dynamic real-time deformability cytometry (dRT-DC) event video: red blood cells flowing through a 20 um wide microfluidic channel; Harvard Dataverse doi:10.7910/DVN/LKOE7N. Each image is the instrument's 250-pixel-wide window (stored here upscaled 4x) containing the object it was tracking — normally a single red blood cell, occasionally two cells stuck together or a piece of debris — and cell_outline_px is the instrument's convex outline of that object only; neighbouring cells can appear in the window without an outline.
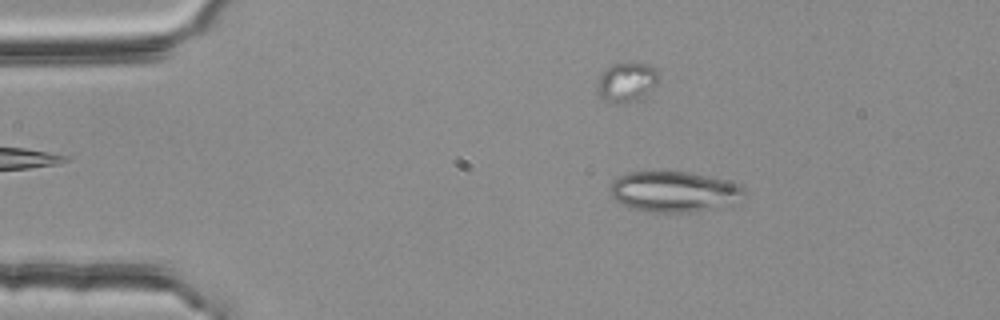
{"species": "common noctule bat (a hibernating species)", "species_latin": "Nyctalus noctula", "temperature_condition": "room temperature", "stored_images_in_passage": 54, "camera_frame_rate_fps": 3000, "um_per_image_px": 0.085, "animal": {"sex": "female", "body_mass_g": 25.1}, "frame": {"image": 1, "passage_image": 9, "time_ms": 2.667, "image_size_px": [1000, 320], "cell_outline_px": [[748, 192], [732, 204], [716, 208], [692, 212], [644, 212], [628, 208], [620, 204], [612, 196], [608, 188], [608, 184], [620, 176], [628, 172], [688, 172], [736, 184], [744, 188]], "centroid_in_image_um": [57.22, 16.32], "position_along_channel_um": 27.8, "area_um2": 31.73}}
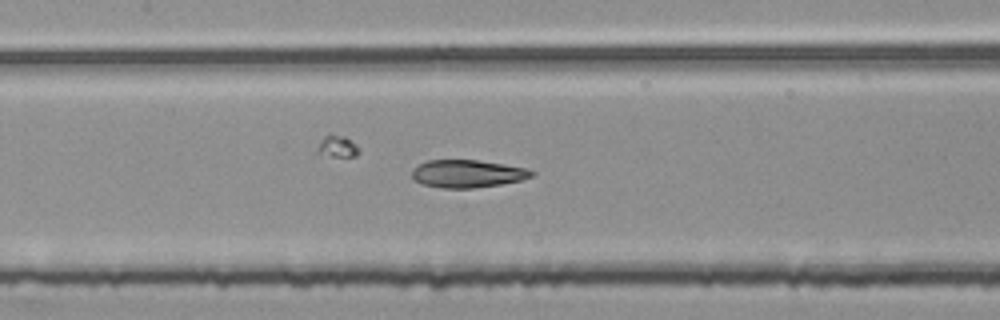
{"frame": {"image": 2, "passage_image": 25, "time_ms": 8.0, "image_size_px": [1000, 320], "cell_outline_px": [[536, 172], [532, 176], [520, 180], [500, 184], [472, 188], [444, 188], [420, 184], [412, 176], [412, 168], [416, 164], [428, 160], [476, 160], [504, 164], [524, 168]], "centroid_in_image_um": [39.68, 14.76], "position_along_channel_um": 167.7, "area_um2": 19.25}}
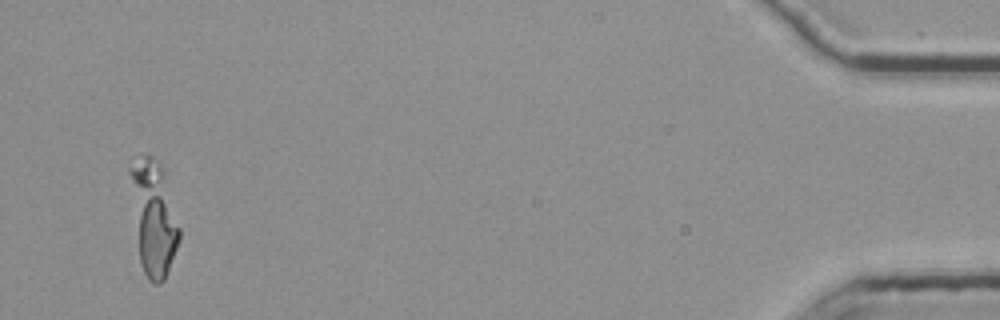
{"frame": {"image": 3, "passage_image": 52, "time_ms": 17.0, "image_size_px": [1000, 320], "cell_outline_px": [[180, 240], [164, 280], [160, 284], [152, 284], [148, 280], [140, 264], [128, 172], [128, 168], [140, 152], [144, 152], [152, 156], [160, 164], [164, 172], [180, 228]], "centroid_in_image_um": [13.03, 18.46], "position_along_channel_um": 422.2, "area_um2": 33.0}}